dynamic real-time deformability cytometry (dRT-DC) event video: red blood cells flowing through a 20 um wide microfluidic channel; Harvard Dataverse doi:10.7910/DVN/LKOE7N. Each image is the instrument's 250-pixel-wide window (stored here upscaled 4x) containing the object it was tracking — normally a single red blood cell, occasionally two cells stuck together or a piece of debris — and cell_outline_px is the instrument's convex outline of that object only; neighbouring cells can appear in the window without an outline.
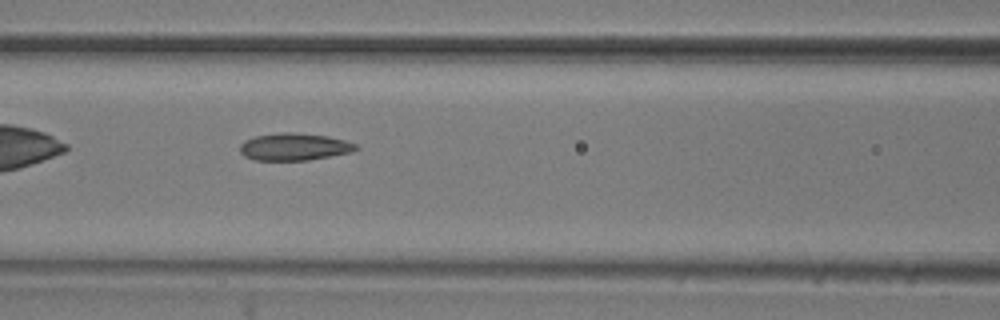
{"species": "common noctule bat (a hibernating species)", "species_latin": "Nyctalus noctula", "temperature_condition": "room temperature", "stored_images_in_passage": 40, "camera_frame_rate_fps": 3000, "um_per_image_px": 0.085, "animal": {"sex": "male", "body_mass_g": 20.5, "forearm_length_mm": 52.5}, "frame": {"image": 1, "passage_image": 8, "time_ms": 2.333, "image_size_px": [1000, 320], "cell_outline_px": [[360, 148], [352, 152], [308, 160], [256, 160], [244, 156], [240, 152], [240, 144], [244, 140], [256, 136], [280, 132], [288, 132], [328, 136], [344, 140], [356, 144]], "centroid_in_image_um": [25.01, 12.48], "position_along_channel_um": 141.6, "area_um2": 18.38}}
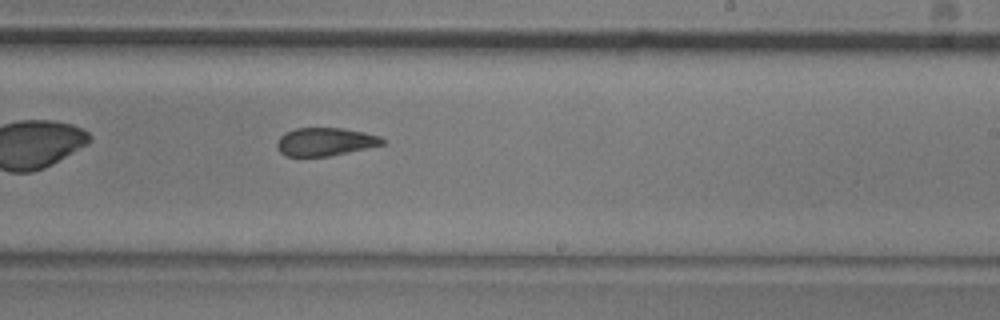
{"frame": {"image": 2, "passage_image": 18, "time_ms": 5.667, "image_size_px": [1000, 320], "cell_outline_px": [[388, 140], [384, 144], [348, 152], [328, 156], [284, 156], [276, 148], [276, 144], [280, 136], [284, 132], [296, 128], [344, 128], [364, 132], [380, 136]], "centroid_in_image_um": [27.63, 12.04], "position_along_channel_um": 261.4, "area_um2": 17.4}}
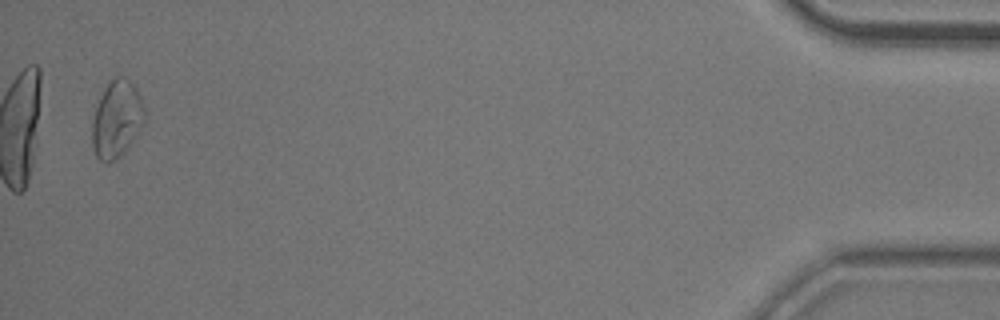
{"frame": {"image": 3, "passage_image": 39, "time_ms": 12.667, "image_size_px": [1000, 320], "cell_outline_px": [[144, 124], [124, 152], [120, 156], [108, 164], [100, 160], [96, 156], [92, 148], [92, 120], [96, 108], [108, 84], [116, 76], [124, 76], [136, 88], [144, 104]], "centroid_in_image_um": [9.92, 10.17], "position_along_channel_um": 425.3, "area_um2": 23.29}, "authors_computed_cell_mechanics": {"area_um2": 18.6405, "velocity_mm_per_s": 3.6021, "shape_relaxation_time_tau1_ms": 11.2825, "shape_relaxation_time_tau2_ms": 3.5902, "deformation_change_tau1": 0.1786, "deformation_change_tau2": 0.1067}}